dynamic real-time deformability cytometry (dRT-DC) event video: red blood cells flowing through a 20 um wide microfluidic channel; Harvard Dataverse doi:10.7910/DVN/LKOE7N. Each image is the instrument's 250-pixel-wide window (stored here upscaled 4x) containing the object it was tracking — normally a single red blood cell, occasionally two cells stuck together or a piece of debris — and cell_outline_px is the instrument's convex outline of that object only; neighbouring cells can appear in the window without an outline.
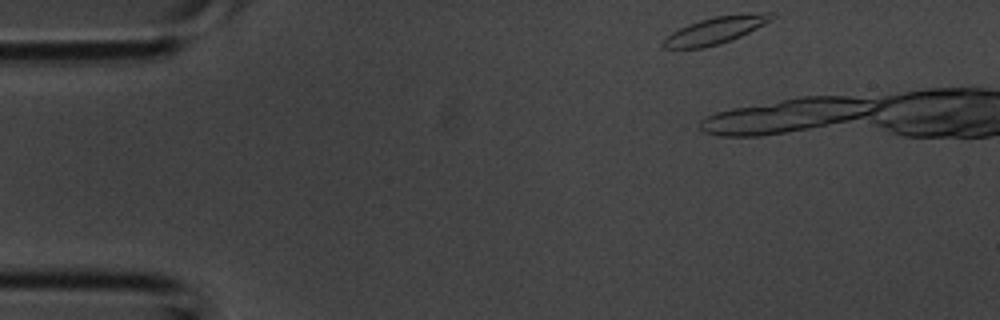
{"species": "common noctule bat (a hibernating species)", "species_latin": "Nyctalus noctula", "temperature_condition": "room temperature", "stored_images_in_passage": 3, "camera_frame_rate_fps": 3000, "um_per_image_px": 0.085, "animal": {"sex": "male", "body_mass_g": 20.1, "forearm_length_mm": 53.5}, "frame": {"image": 1, "passage_image": 1, "time_ms": 0.0, "image_size_px": [1000, 320], "cell_outline_px": [[776, 16], [772, 20], [732, 40], [720, 44], [704, 48], [664, 48], [664, 40], [672, 32], [688, 24], [712, 16], [748, 12], [772, 12]], "centroid_in_image_um": [60.89, 2.54], "position_along_channel_um": 24.1, "area_um2": 17.11}}